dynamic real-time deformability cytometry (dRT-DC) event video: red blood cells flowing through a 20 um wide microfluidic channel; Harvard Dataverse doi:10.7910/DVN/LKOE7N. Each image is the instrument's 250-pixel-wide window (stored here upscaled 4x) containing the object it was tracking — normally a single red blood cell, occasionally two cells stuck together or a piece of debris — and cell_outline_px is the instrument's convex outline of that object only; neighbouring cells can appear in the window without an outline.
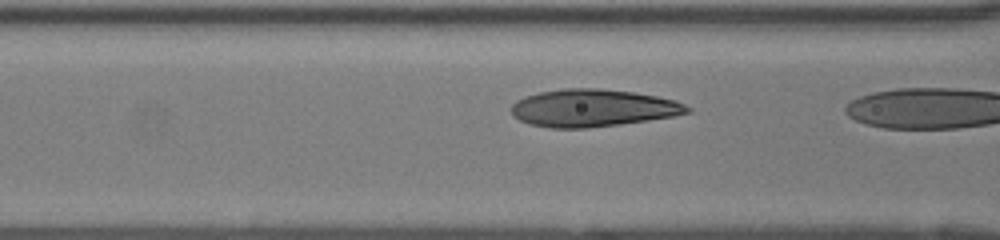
{"species": "human", "species_latin": "Homo sapiens", "temperature_condition": "room temperature", "stored_images_in_passage": 12, "camera_frame_rate_fps": 3000, "um_per_image_px": 0.085, "donor": {"sex": "female"}, "frame": {"image": 1, "passage_image": 11, "time_ms": 3.333, "image_size_px": [1000, 240], "cell_outline_px": [[692, 112], [676, 116], [620, 124], [588, 128], [548, 128], [528, 124], [520, 120], [512, 112], [512, 104], [516, 100], [524, 96], [540, 92], [564, 88], [600, 88], [632, 92], [656, 96], [676, 100], [692, 108]], "centroid_in_image_um": [50.41, 9.18], "position_along_channel_um": 116.2, "area_um2": 38.55}}